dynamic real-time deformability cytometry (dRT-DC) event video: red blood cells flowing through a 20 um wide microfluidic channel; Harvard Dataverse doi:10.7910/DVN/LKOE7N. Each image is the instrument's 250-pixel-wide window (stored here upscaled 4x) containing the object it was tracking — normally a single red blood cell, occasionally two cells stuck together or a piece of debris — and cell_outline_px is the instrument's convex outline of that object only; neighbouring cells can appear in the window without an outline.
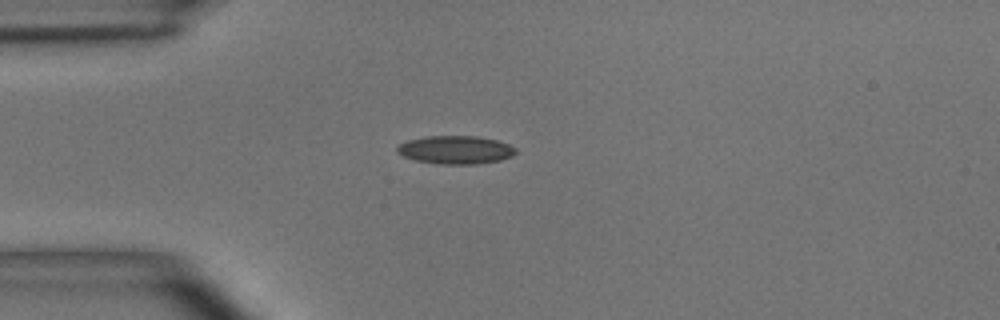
{"species": "common noctule bat (a hibernating species)", "species_latin": "Nyctalus noctula", "temperature_condition": "room temperature", "stored_images_in_passage": 3, "camera_frame_rate_fps": 3000, "um_per_image_px": 0.085, "animal": {"sex": "male", "body_mass_g": 15.6}, "frame": {"image": 1, "passage_image": 3, "time_ms": 3.333, "image_size_px": [1000, 320], "cell_outline_px": [[516, 152], [512, 156], [500, 160], [476, 164], [440, 164], [416, 160], [404, 156], [396, 152], [396, 148], [400, 144], [408, 140], [424, 136], [476, 136], [496, 140], [508, 144], [516, 148]], "centroid_in_image_um": [38.72, 12.73], "position_along_channel_um": 46.3, "area_um2": 19.42}}